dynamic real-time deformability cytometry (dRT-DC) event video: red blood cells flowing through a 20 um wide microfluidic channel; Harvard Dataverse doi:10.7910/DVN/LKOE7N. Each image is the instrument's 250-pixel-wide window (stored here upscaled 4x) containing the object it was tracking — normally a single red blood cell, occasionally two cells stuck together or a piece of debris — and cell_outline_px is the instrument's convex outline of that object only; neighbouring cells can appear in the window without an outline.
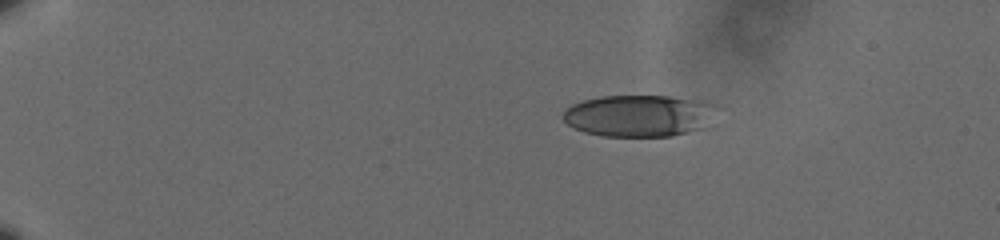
{"species": "human", "species_latin": "Homo sapiens", "temperature_condition": "cold", "stored_images_in_passage": 49, "camera_frame_rate_fps": 3000, "um_per_image_px": 0.085, "donor": {"sex": "male"}, "frame": {"image": 1, "passage_image": 1, "time_ms": 0.0, "image_size_px": [1000, 240], "cell_outline_px": [[720, 108], [696, 128], [672, 136], [604, 136], [584, 132], [568, 124], [564, 120], [564, 108], [572, 104], [584, 100], [600, 96], [668, 96], [704, 100], [716, 104]], "centroid_in_image_um": [54.27, 9.8], "position_along_channel_um": 30.7, "area_um2": 36.99}}
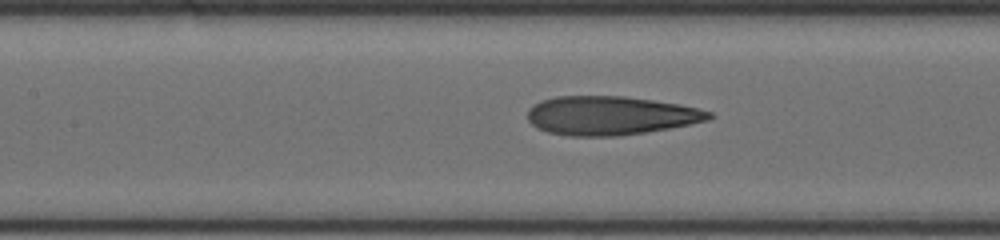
{"frame": {"image": 2, "passage_image": 20, "time_ms": 6.333, "image_size_px": [1000, 240], "cell_outline_px": [[712, 116], [708, 120], [668, 128], [620, 136], [568, 136], [548, 132], [536, 128], [528, 120], [528, 108], [532, 104], [540, 100], [556, 96], [624, 96], [652, 100], [676, 104], [696, 108], [712, 112]], "centroid_in_image_um": [51.81, 9.82], "position_along_channel_um": 155.6, "area_um2": 40.92}}
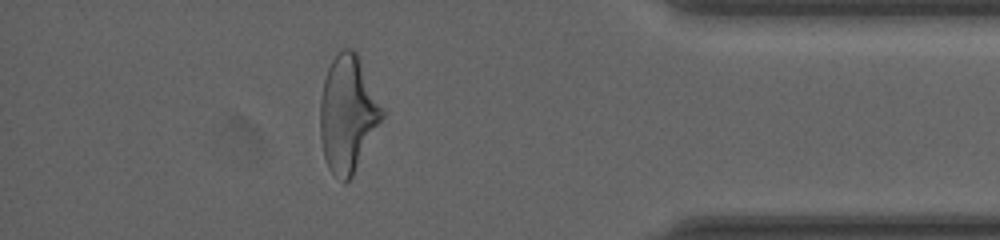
{"frame": {"image": 3, "passage_image": 43, "time_ms": 14.0, "image_size_px": [1000, 240], "cell_outline_px": [[384, 116], [352, 176], [344, 184], [328, 168], [324, 156], [320, 136], [320, 100], [324, 80], [328, 68], [332, 60], [340, 48], [352, 48], [356, 52], [384, 112]], "centroid_in_image_um": [29.53, 9.68], "position_along_channel_um": 405.7, "area_um2": 41.5}, "authors_computed_cell_mechanics": {"area_um2": 40.2866, "velocity_mm_per_s": 3.6003, "shape_relaxation_time_tau1_ms": 4.5053, "shape_relaxation_time_tau2_ms": 1.6467, "deformation_change_tau1": 0.1999, "deformation_change_tau2": 0.132}}